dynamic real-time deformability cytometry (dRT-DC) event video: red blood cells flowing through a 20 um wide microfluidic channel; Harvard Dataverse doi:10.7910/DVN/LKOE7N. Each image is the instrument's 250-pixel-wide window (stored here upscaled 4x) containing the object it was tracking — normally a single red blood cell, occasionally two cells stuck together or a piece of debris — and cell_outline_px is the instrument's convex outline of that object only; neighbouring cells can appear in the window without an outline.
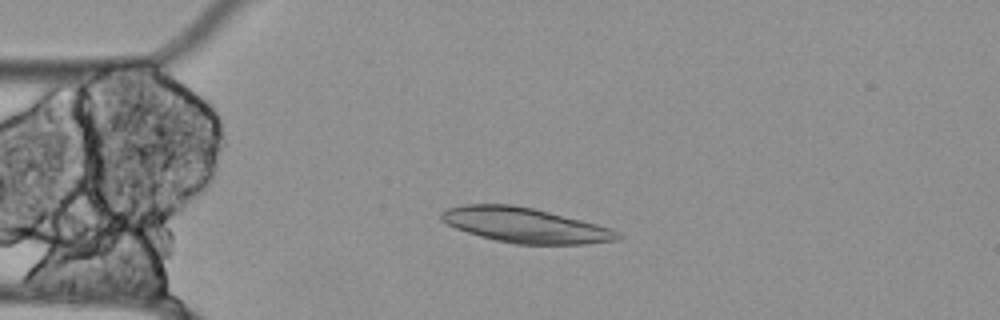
{"species": "Egyptian fruit bat (a non-hibernating species)", "species_latin": "Rousettus aegyptiacus", "temperature_condition": "cold", "stored_images_in_passage": 56, "camera_frame_rate_fps": 3000, "um_per_image_px": 0.085, "animal": {"sex": "female"}, "frame": {"image": 1, "passage_image": 13, "time_ms": 4.0, "image_size_px": [1000, 320], "cell_outline_px": [[624, 236], [620, 240], [584, 244], [516, 244], [496, 240], [480, 236], [456, 228], [440, 220], [440, 212], [448, 208], [464, 204], [512, 204], [532, 208], [612, 228], [620, 232]], "centroid_in_image_um": [44.65, 19.15], "position_along_channel_um": 40.3, "area_um2": 35.78}}
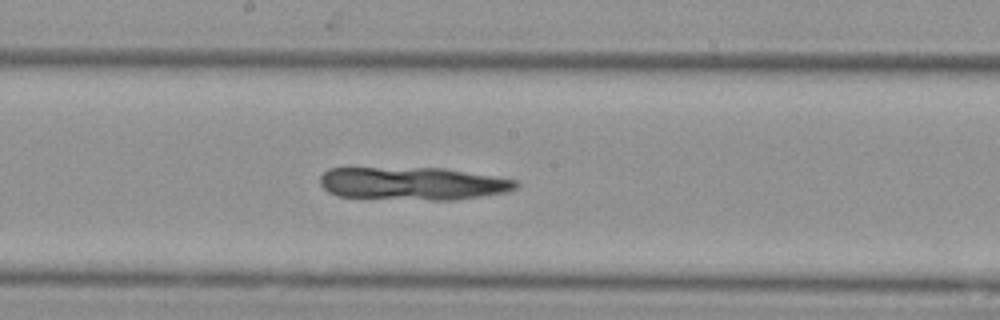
{"frame": {"image": 2, "passage_image": 29, "time_ms": 9.333, "image_size_px": [1000, 320], "cell_outline_px": [[520, 184], [516, 188], [508, 192], [456, 200], [432, 200], [336, 196], [328, 192], [320, 184], [320, 176], [328, 168], [444, 168], [516, 180]], "centroid_in_image_um": [35.09, 15.6], "position_along_channel_um": 213.1, "area_um2": 37.57}}
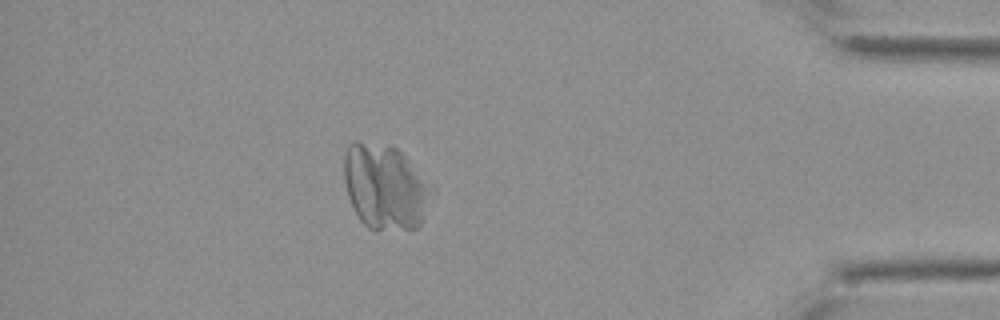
{"frame": {"image": 3, "passage_image": 49, "time_ms": 16.0, "image_size_px": [1000, 320], "cell_outline_px": [[424, 192], [420, 224], [416, 228], [368, 228], [360, 220], [348, 196], [344, 180], [344, 152], [348, 144], [352, 140], [356, 140], [392, 144], [404, 156], [420, 184]], "centroid_in_image_um": [32.48, 15.8], "position_along_channel_um": 402.7, "area_um2": 40.58}}